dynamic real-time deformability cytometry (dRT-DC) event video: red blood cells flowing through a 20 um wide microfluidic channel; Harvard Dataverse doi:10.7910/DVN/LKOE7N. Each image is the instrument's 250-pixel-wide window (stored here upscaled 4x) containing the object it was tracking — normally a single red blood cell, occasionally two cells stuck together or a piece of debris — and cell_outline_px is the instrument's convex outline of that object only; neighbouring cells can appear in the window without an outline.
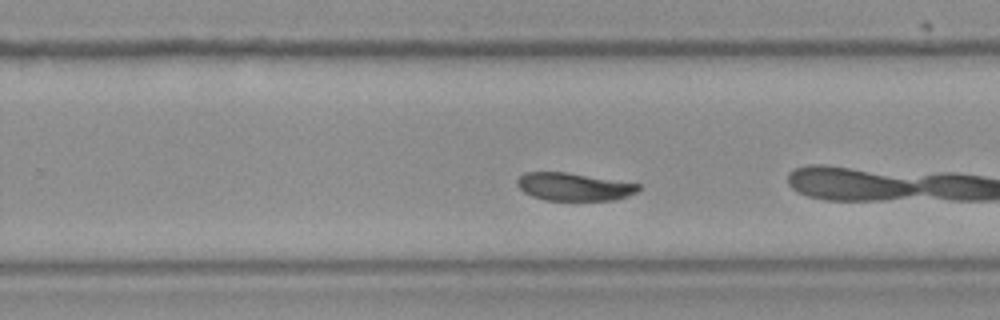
{"species": "Egyptian fruit bat (a non-hibernating species)", "species_latin": "Rousettus aegyptiacus", "temperature_condition": "room temperature", "stored_images_in_passage": 29, "camera_frame_rate_fps": 3000, "um_per_image_px": 0.085, "frame": {"image": 1, "passage_image": 13, "time_ms": 4.0, "image_size_px": [1000, 320], "cell_outline_px": [[640, 188], [636, 192], [628, 196], [616, 200], [544, 200], [532, 196], [524, 192], [516, 184], [516, 180], [524, 172], [564, 172], [640, 184]], "centroid_in_image_um": [48.76, 15.88], "position_along_channel_um": 281.0, "area_um2": 19.54}}